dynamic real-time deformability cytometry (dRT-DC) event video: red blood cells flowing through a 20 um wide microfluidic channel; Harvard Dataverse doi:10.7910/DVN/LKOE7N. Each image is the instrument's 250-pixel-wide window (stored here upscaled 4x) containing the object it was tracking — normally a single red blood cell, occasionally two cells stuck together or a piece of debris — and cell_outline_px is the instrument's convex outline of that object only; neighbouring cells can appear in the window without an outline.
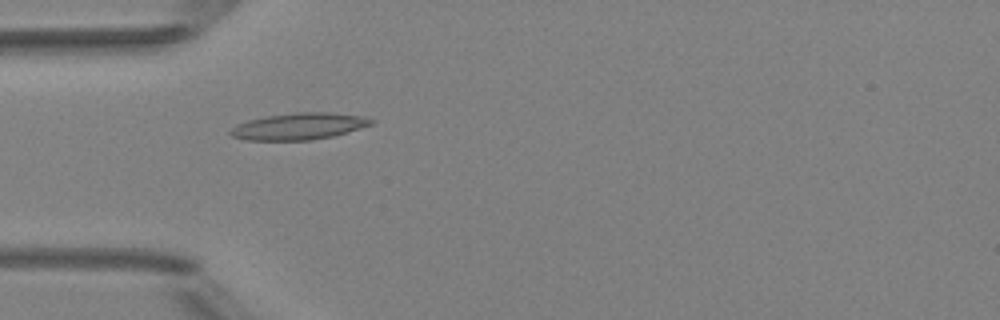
{"species": "Egyptian fruit bat (a non-hibernating species)", "species_latin": "Rousettus aegyptiacus", "temperature_condition": "room temperature", "stored_images_in_passage": 3, "camera_frame_rate_fps": 3000, "um_per_image_px": 0.085, "animal": {"sex": "female"}, "frame": {"image": 1, "passage_image": 2, "time_ms": 1.333, "image_size_px": [1000, 320], "cell_outline_px": [[376, 120], [372, 124], [332, 136], [312, 140], [248, 140], [232, 136], [228, 132], [236, 124], [248, 120], [268, 116], [296, 112], [328, 112], [360, 116]], "centroid_in_image_um": [25.38, 10.73], "position_along_channel_um": 59.6, "area_um2": 21.62}}
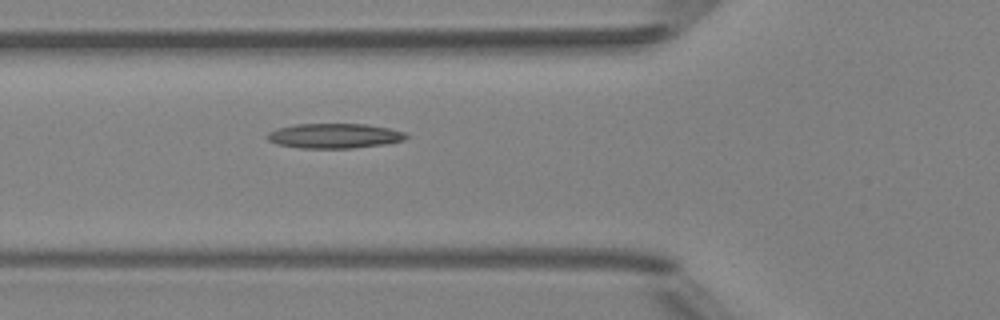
{"frame": {"image": 2, "passage_image": 3, "time_ms": 2.333, "image_size_px": [1000, 320], "cell_outline_px": [[408, 136], [404, 140], [384, 144], [352, 148], [300, 148], [276, 144], [268, 140], [268, 132], [276, 128], [296, 124], [364, 124], [388, 128], [408, 132]], "centroid_in_image_um": [28.42, 11.54], "position_along_channel_um": 97.4, "area_um2": 20.11}}